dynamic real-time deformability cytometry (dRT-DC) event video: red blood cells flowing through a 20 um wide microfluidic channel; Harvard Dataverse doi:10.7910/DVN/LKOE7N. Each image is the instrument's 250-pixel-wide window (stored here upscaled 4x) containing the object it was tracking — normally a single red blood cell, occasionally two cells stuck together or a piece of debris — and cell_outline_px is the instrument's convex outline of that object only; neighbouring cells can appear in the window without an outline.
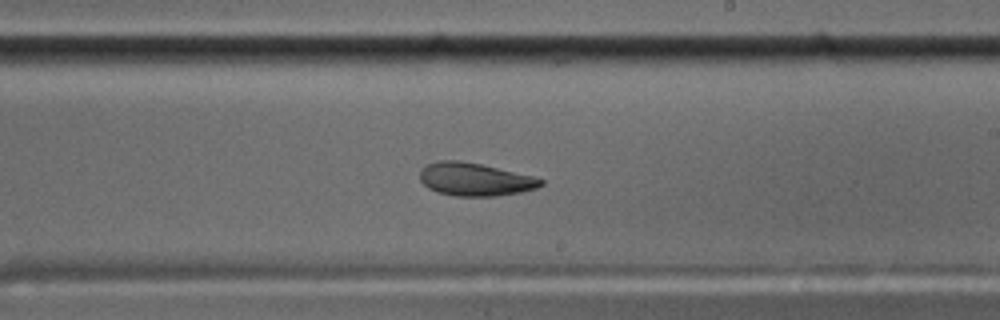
{"species": "common noctule bat (a hibernating species)", "species_latin": "Nyctalus noctula", "temperature_condition": "cold", "stored_images_in_passage": 39, "camera_frame_rate_fps": 3000, "um_per_image_px": 0.085, "animal": {"sex": "male", "body_mass_g": 17.5, "forearm_length_mm": 52.3}, "frame": {"image": 1, "passage_image": 16, "time_ms": 5.0, "image_size_px": [1000, 320], "cell_outline_px": [[544, 184], [536, 188], [520, 192], [496, 196], [456, 196], [436, 192], [428, 188], [420, 180], [420, 168], [436, 160], [460, 160], [480, 164], [532, 176], [544, 180]], "centroid_in_image_um": [40.33, 15.24], "position_along_channel_um": 248.7, "area_um2": 23.24}}
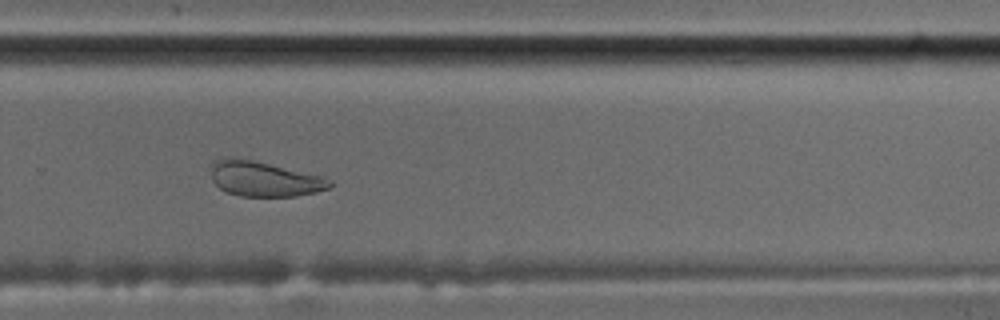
{"frame": {"image": 2, "passage_image": 21, "time_ms": 6.667, "image_size_px": [1000, 320], "cell_outline_px": [[332, 184], [328, 188], [316, 192], [296, 196], [240, 196], [224, 192], [212, 180], [212, 160], [220, 156], [236, 156], [324, 176], [332, 180]], "centroid_in_image_um": [22.42, 15.18], "position_along_channel_um": 307.4, "area_um2": 24.74}}
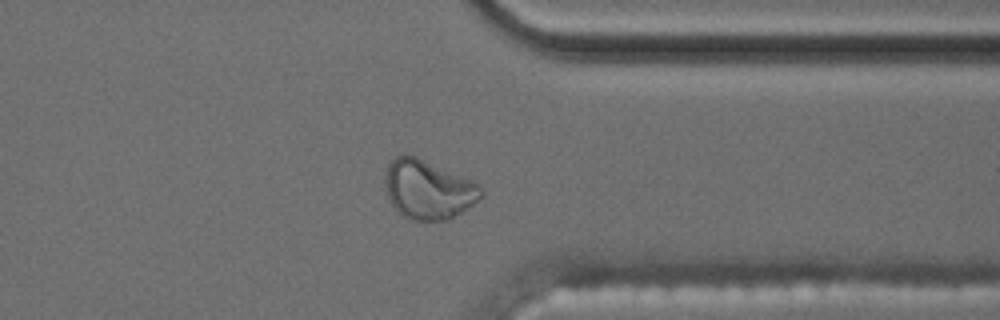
{"frame": {"image": 3, "passage_image": 27, "time_ms": 8.667, "image_size_px": [1000, 320], "cell_outline_px": [[484, 196], [448, 220], [412, 220], [396, 212], [388, 196], [384, 184], [384, 172], [388, 164], [400, 152], [404, 152], [472, 180], [484, 192]], "centroid_in_image_um": [36.34, 16.1], "position_along_channel_um": 375.1, "area_um2": 32.95}}